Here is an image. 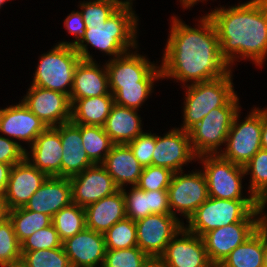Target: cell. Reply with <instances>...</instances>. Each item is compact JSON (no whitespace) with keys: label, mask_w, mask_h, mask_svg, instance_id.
I'll list each match as a JSON object with an SVG mask.
<instances>
[{"label":"cell","mask_w":267,"mask_h":267,"mask_svg":"<svg viewBox=\"0 0 267 267\" xmlns=\"http://www.w3.org/2000/svg\"><path fill=\"white\" fill-rule=\"evenodd\" d=\"M267 195L264 197V199L260 202V209L262 214V222L263 224L267 225Z\"/></svg>","instance_id":"db71d44e"},{"label":"cell","mask_w":267,"mask_h":267,"mask_svg":"<svg viewBox=\"0 0 267 267\" xmlns=\"http://www.w3.org/2000/svg\"><path fill=\"white\" fill-rule=\"evenodd\" d=\"M30 85L61 92L70 97L74 71L81 60L73 46L55 44L40 54Z\"/></svg>","instance_id":"5b68a950"},{"label":"cell","mask_w":267,"mask_h":267,"mask_svg":"<svg viewBox=\"0 0 267 267\" xmlns=\"http://www.w3.org/2000/svg\"><path fill=\"white\" fill-rule=\"evenodd\" d=\"M174 172L167 189L170 211L173 216L187 221L195 210L209 198L205 176L201 169ZM180 215V216H179Z\"/></svg>","instance_id":"30bf717a"},{"label":"cell","mask_w":267,"mask_h":267,"mask_svg":"<svg viewBox=\"0 0 267 267\" xmlns=\"http://www.w3.org/2000/svg\"><path fill=\"white\" fill-rule=\"evenodd\" d=\"M52 224L63 242L86 228L85 208L71 203L52 217Z\"/></svg>","instance_id":"4dcf8cb0"},{"label":"cell","mask_w":267,"mask_h":267,"mask_svg":"<svg viewBox=\"0 0 267 267\" xmlns=\"http://www.w3.org/2000/svg\"><path fill=\"white\" fill-rule=\"evenodd\" d=\"M261 148L267 150V107L262 108Z\"/></svg>","instance_id":"c3c4849f"},{"label":"cell","mask_w":267,"mask_h":267,"mask_svg":"<svg viewBox=\"0 0 267 267\" xmlns=\"http://www.w3.org/2000/svg\"><path fill=\"white\" fill-rule=\"evenodd\" d=\"M10 208L4 196H0V223L7 221L10 218Z\"/></svg>","instance_id":"681fc988"},{"label":"cell","mask_w":267,"mask_h":267,"mask_svg":"<svg viewBox=\"0 0 267 267\" xmlns=\"http://www.w3.org/2000/svg\"><path fill=\"white\" fill-rule=\"evenodd\" d=\"M62 247V241L53 224L35 231L21 243V252Z\"/></svg>","instance_id":"60d3db41"},{"label":"cell","mask_w":267,"mask_h":267,"mask_svg":"<svg viewBox=\"0 0 267 267\" xmlns=\"http://www.w3.org/2000/svg\"><path fill=\"white\" fill-rule=\"evenodd\" d=\"M69 179L72 203L84 208L120 189L101 164H94Z\"/></svg>","instance_id":"ac0fdd59"},{"label":"cell","mask_w":267,"mask_h":267,"mask_svg":"<svg viewBox=\"0 0 267 267\" xmlns=\"http://www.w3.org/2000/svg\"><path fill=\"white\" fill-rule=\"evenodd\" d=\"M140 46L111 60H105L109 90L114 95L123 86L139 85L159 64L140 54Z\"/></svg>","instance_id":"2e32d148"},{"label":"cell","mask_w":267,"mask_h":267,"mask_svg":"<svg viewBox=\"0 0 267 267\" xmlns=\"http://www.w3.org/2000/svg\"><path fill=\"white\" fill-rule=\"evenodd\" d=\"M263 267H267V225L263 224Z\"/></svg>","instance_id":"f5cc1de1"},{"label":"cell","mask_w":267,"mask_h":267,"mask_svg":"<svg viewBox=\"0 0 267 267\" xmlns=\"http://www.w3.org/2000/svg\"><path fill=\"white\" fill-rule=\"evenodd\" d=\"M101 165L120 189L137 185L143 171L127 144H114Z\"/></svg>","instance_id":"d4e9b609"},{"label":"cell","mask_w":267,"mask_h":267,"mask_svg":"<svg viewBox=\"0 0 267 267\" xmlns=\"http://www.w3.org/2000/svg\"><path fill=\"white\" fill-rule=\"evenodd\" d=\"M149 256L138 246L127 249H107L102 267H142Z\"/></svg>","instance_id":"f35d334b"},{"label":"cell","mask_w":267,"mask_h":267,"mask_svg":"<svg viewBox=\"0 0 267 267\" xmlns=\"http://www.w3.org/2000/svg\"><path fill=\"white\" fill-rule=\"evenodd\" d=\"M218 6L206 13L216 28L221 56L232 69L242 60L261 69L267 59V0Z\"/></svg>","instance_id":"7a4b0ae2"},{"label":"cell","mask_w":267,"mask_h":267,"mask_svg":"<svg viewBox=\"0 0 267 267\" xmlns=\"http://www.w3.org/2000/svg\"><path fill=\"white\" fill-rule=\"evenodd\" d=\"M199 163L206 179L209 197L228 200L256 199L244 187L246 185H243L244 178H247L243 166L224 159L220 154L197 156V164Z\"/></svg>","instance_id":"52a82bcc"},{"label":"cell","mask_w":267,"mask_h":267,"mask_svg":"<svg viewBox=\"0 0 267 267\" xmlns=\"http://www.w3.org/2000/svg\"><path fill=\"white\" fill-rule=\"evenodd\" d=\"M25 158V150L14 140L0 134V163L11 166Z\"/></svg>","instance_id":"f6af8a7d"},{"label":"cell","mask_w":267,"mask_h":267,"mask_svg":"<svg viewBox=\"0 0 267 267\" xmlns=\"http://www.w3.org/2000/svg\"><path fill=\"white\" fill-rule=\"evenodd\" d=\"M84 150L94 164H101L114 143L102 126L81 125Z\"/></svg>","instance_id":"1f68e13d"},{"label":"cell","mask_w":267,"mask_h":267,"mask_svg":"<svg viewBox=\"0 0 267 267\" xmlns=\"http://www.w3.org/2000/svg\"><path fill=\"white\" fill-rule=\"evenodd\" d=\"M134 1L126 0L105 23L89 24L86 27L82 39L74 47L82 60L96 61L89 50L91 47L111 60L140 45L137 36L140 18L133 8Z\"/></svg>","instance_id":"3957f363"},{"label":"cell","mask_w":267,"mask_h":267,"mask_svg":"<svg viewBox=\"0 0 267 267\" xmlns=\"http://www.w3.org/2000/svg\"><path fill=\"white\" fill-rule=\"evenodd\" d=\"M86 228L104 234L116 222L126 218L125 198L121 189L85 207Z\"/></svg>","instance_id":"484cf974"},{"label":"cell","mask_w":267,"mask_h":267,"mask_svg":"<svg viewBox=\"0 0 267 267\" xmlns=\"http://www.w3.org/2000/svg\"><path fill=\"white\" fill-rule=\"evenodd\" d=\"M62 153L59 125L48 127L42 132L34 143L26 149L25 159L48 177H61Z\"/></svg>","instance_id":"44dd1931"},{"label":"cell","mask_w":267,"mask_h":267,"mask_svg":"<svg viewBox=\"0 0 267 267\" xmlns=\"http://www.w3.org/2000/svg\"><path fill=\"white\" fill-rule=\"evenodd\" d=\"M47 128L21 99L5 108L0 107V134L16 141L25 151Z\"/></svg>","instance_id":"5bb4252c"},{"label":"cell","mask_w":267,"mask_h":267,"mask_svg":"<svg viewBox=\"0 0 267 267\" xmlns=\"http://www.w3.org/2000/svg\"><path fill=\"white\" fill-rule=\"evenodd\" d=\"M245 175H250L248 189L261 202L267 195V150L260 149L244 167Z\"/></svg>","instance_id":"836d02e7"},{"label":"cell","mask_w":267,"mask_h":267,"mask_svg":"<svg viewBox=\"0 0 267 267\" xmlns=\"http://www.w3.org/2000/svg\"><path fill=\"white\" fill-rule=\"evenodd\" d=\"M22 259L21 244L17 239L12 221L0 223V267H8Z\"/></svg>","instance_id":"8d00e7d4"},{"label":"cell","mask_w":267,"mask_h":267,"mask_svg":"<svg viewBox=\"0 0 267 267\" xmlns=\"http://www.w3.org/2000/svg\"><path fill=\"white\" fill-rule=\"evenodd\" d=\"M11 165L0 163V196H4L9 180Z\"/></svg>","instance_id":"7dc6e473"},{"label":"cell","mask_w":267,"mask_h":267,"mask_svg":"<svg viewBox=\"0 0 267 267\" xmlns=\"http://www.w3.org/2000/svg\"><path fill=\"white\" fill-rule=\"evenodd\" d=\"M22 260L29 267H72L63 246L55 249H40L21 252Z\"/></svg>","instance_id":"74e56055"},{"label":"cell","mask_w":267,"mask_h":267,"mask_svg":"<svg viewBox=\"0 0 267 267\" xmlns=\"http://www.w3.org/2000/svg\"><path fill=\"white\" fill-rule=\"evenodd\" d=\"M195 21L192 27L174 13L170 17L169 34L159 60L162 80L174 79L184 87L224 77L232 70L221 56L212 20L205 13Z\"/></svg>","instance_id":"6da1fadb"},{"label":"cell","mask_w":267,"mask_h":267,"mask_svg":"<svg viewBox=\"0 0 267 267\" xmlns=\"http://www.w3.org/2000/svg\"><path fill=\"white\" fill-rule=\"evenodd\" d=\"M70 101L72 123L102 127L115 104L113 95L70 99Z\"/></svg>","instance_id":"83f0119b"},{"label":"cell","mask_w":267,"mask_h":267,"mask_svg":"<svg viewBox=\"0 0 267 267\" xmlns=\"http://www.w3.org/2000/svg\"><path fill=\"white\" fill-rule=\"evenodd\" d=\"M101 95H112L109 90L108 72L105 61L80 60L74 71L70 99H83Z\"/></svg>","instance_id":"603a6c76"},{"label":"cell","mask_w":267,"mask_h":267,"mask_svg":"<svg viewBox=\"0 0 267 267\" xmlns=\"http://www.w3.org/2000/svg\"><path fill=\"white\" fill-rule=\"evenodd\" d=\"M208 0H177V2H180L181 7L183 8V10L185 9L186 11L189 9L192 10V8L196 5H198V3L202 2L204 4L207 3ZM210 1V0H209ZM214 1V0H211Z\"/></svg>","instance_id":"816d5d0a"},{"label":"cell","mask_w":267,"mask_h":267,"mask_svg":"<svg viewBox=\"0 0 267 267\" xmlns=\"http://www.w3.org/2000/svg\"><path fill=\"white\" fill-rule=\"evenodd\" d=\"M15 234L20 244L35 231L52 224V217L40 212L30 211L24 207L10 210Z\"/></svg>","instance_id":"d6a6232c"},{"label":"cell","mask_w":267,"mask_h":267,"mask_svg":"<svg viewBox=\"0 0 267 267\" xmlns=\"http://www.w3.org/2000/svg\"><path fill=\"white\" fill-rule=\"evenodd\" d=\"M9 1H12V0H0V9L3 7V5L5 6V4Z\"/></svg>","instance_id":"9f6ffc18"},{"label":"cell","mask_w":267,"mask_h":267,"mask_svg":"<svg viewBox=\"0 0 267 267\" xmlns=\"http://www.w3.org/2000/svg\"><path fill=\"white\" fill-rule=\"evenodd\" d=\"M160 258L168 267H215L209 260L202 237L184 226L171 239Z\"/></svg>","instance_id":"e0dca14e"},{"label":"cell","mask_w":267,"mask_h":267,"mask_svg":"<svg viewBox=\"0 0 267 267\" xmlns=\"http://www.w3.org/2000/svg\"><path fill=\"white\" fill-rule=\"evenodd\" d=\"M121 190L125 198L127 218L136 222L149 215L148 191H144L136 185L124 187Z\"/></svg>","instance_id":"ab89813d"},{"label":"cell","mask_w":267,"mask_h":267,"mask_svg":"<svg viewBox=\"0 0 267 267\" xmlns=\"http://www.w3.org/2000/svg\"><path fill=\"white\" fill-rule=\"evenodd\" d=\"M60 140L63 148L61 177H73L94 165L82 144L81 124H74L71 121L61 124Z\"/></svg>","instance_id":"cb8c5ba5"},{"label":"cell","mask_w":267,"mask_h":267,"mask_svg":"<svg viewBox=\"0 0 267 267\" xmlns=\"http://www.w3.org/2000/svg\"><path fill=\"white\" fill-rule=\"evenodd\" d=\"M149 215L171 214L167 190L148 191Z\"/></svg>","instance_id":"bcb514c9"},{"label":"cell","mask_w":267,"mask_h":267,"mask_svg":"<svg viewBox=\"0 0 267 267\" xmlns=\"http://www.w3.org/2000/svg\"><path fill=\"white\" fill-rule=\"evenodd\" d=\"M48 176L27 159L13 165L4 198L11 210L24 207L30 197L41 187Z\"/></svg>","instance_id":"d6986e66"},{"label":"cell","mask_w":267,"mask_h":267,"mask_svg":"<svg viewBox=\"0 0 267 267\" xmlns=\"http://www.w3.org/2000/svg\"><path fill=\"white\" fill-rule=\"evenodd\" d=\"M72 267H102L106 254L104 234L85 228L62 242Z\"/></svg>","instance_id":"ffe728a7"},{"label":"cell","mask_w":267,"mask_h":267,"mask_svg":"<svg viewBox=\"0 0 267 267\" xmlns=\"http://www.w3.org/2000/svg\"><path fill=\"white\" fill-rule=\"evenodd\" d=\"M260 209L257 199H219L209 197L184 223V227L202 237L205 233L243 221L253 210Z\"/></svg>","instance_id":"8992f818"},{"label":"cell","mask_w":267,"mask_h":267,"mask_svg":"<svg viewBox=\"0 0 267 267\" xmlns=\"http://www.w3.org/2000/svg\"><path fill=\"white\" fill-rule=\"evenodd\" d=\"M138 111L117 104L112 106L103 128L114 144H127L144 132L143 117Z\"/></svg>","instance_id":"4316f807"},{"label":"cell","mask_w":267,"mask_h":267,"mask_svg":"<svg viewBox=\"0 0 267 267\" xmlns=\"http://www.w3.org/2000/svg\"><path fill=\"white\" fill-rule=\"evenodd\" d=\"M142 267H168L160 257H149Z\"/></svg>","instance_id":"f907efd6"},{"label":"cell","mask_w":267,"mask_h":267,"mask_svg":"<svg viewBox=\"0 0 267 267\" xmlns=\"http://www.w3.org/2000/svg\"><path fill=\"white\" fill-rule=\"evenodd\" d=\"M145 131L133 141L127 143L133 155L143 168L152 165V155L156 146V133H152L150 130L146 129Z\"/></svg>","instance_id":"7bdbcfd3"},{"label":"cell","mask_w":267,"mask_h":267,"mask_svg":"<svg viewBox=\"0 0 267 267\" xmlns=\"http://www.w3.org/2000/svg\"><path fill=\"white\" fill-rule=\"evenodd\" d=\"M261 209L253 210L243 221L213 229L202 236L210 262L218 267L236 247L261 226Z\"/></svg>","instance_id":"8fae6325"},{"label":"cell","mask_w":267,"mask_h":267,"mask_svg":"<svg viewBox=\"0 0 267 267\" xmlns=\"http://www.w3.org/2000/svg\"><path fill=\"white\" fill-rule=\"evenodd\" d=\"M158 134H156L152 165L178 172L185 170L184 166H188L189 163L197 162V155L192 149L188 131L175 126L161 136Z\"/></svg>","instance_id":"4fadbf2b"},{"label":"cell","mask_w":267,"mask_h":267,"mask_svg":"<svg viewBox=\"0 0 267 267\" xmlns=\"http://www.w3.org/2000/svg\"><path fill=\"white\" fill-rule=\"evenodd\" d=\"M135 225L137 246L149 257H160L184 223L172 214H151Z\"/></svg>","instance_id":"7c38bea8"},{"label":"cell","mask_w":267,"mask_h":267,"mask_svg":"<svg viewBox=\"0 0 267 267\" xmlns=\"http://www.w3.org/2000/svg\"><path fill=\"white\" fill-rule=\"evenodd\" d=\"M104 237L106 249H127L137 246L135 222L126 217L108 229Z\"/></svg>","instance_id":"e575fe53"},{"label":"cell","mask_w":267,"mask_h":267,"mask_svg":"<svg viewBox=\"0 0 267 267\" xmlns=\"http://www.w3.org/2000/svg\"><path fill=\"white\" fill-rule=\"evenodd\" d=\"M218 267H263V225L230 252Z\"/></svg>","instance_id":"f1b7e54d"},{"label":"cell","mask_w":267,"mask_h":267,"mask_svg":"<svg viewBox=\"0 0 267 267\" xmlns=\"http://www.w3.org/2000/svg\"><path fill=\"white\" fill-rule=\"evenodd\" d=\"M162 81L160 64L139 85L123 86L114 95L115 104L140 111L154 93L155 82Z\"/></svg>","instance_id":"f546056e"},{"label":"cell","mask_w":267,"mask_h":267,"mask_svg":"<svg viewBox=\"0 0 267 267\" xmlns=\"http://www.w3.org/2000/svg\"><path fill=\"white\" fill-rule=\"evenodd\" d=\"M21 98L47 127H57L71 120L72 104L68 95L29 85L28 91Z\"/></svg>","instance_id":"9a60e30c"},{"label":"cell","mask_w":267,"mask_h":267,"mask_svg":"<svg viewBox=\"0 0 267 267\" xmlns=\"http://www.w3.org/2000/svg\"><path fill=\"white\" fill-rule=\"evenodd\" d=\"M232 69L226 76L211 81L195 83L182 87L185 92L182 108V124L179 129L189 131L210 111L225 107L236 95Z\"/></svg>","instance_id":"277c9868"},{"label":"cell","mask_w":267,"mask_h":267,"mask_svg":"<svg viewBox=\"0 0 267 267\" xmlns=\"http://www.w3.org/2000/svg\"><path fill=\"white\" fill-rule=\"evenodd\" d=\"M64 22V28L67 31L68 34L74 36L75 40H71V41H59L57 42V44H63V45H68V46H73L75 47L79 41L82 39L86 26L82 17V14L80 12V10L78 9L77 11L72 10L67 17L65 18V20H63Z\"/></svg>","instance_id":"ee69618b"},{"label":"cell","mask_w":267,"mask_h":267,"mask_svg":"<svg viewBox=\"0 0 267 267\" xmlns=\"http://www.w3.org/2000/svg\"><path fill=\"white\" fill-rule=\"evenodd\" d=\"M174 172L159 166L144 167L136 186L144 191L167 190Z\"/></svg>","instance_id":"b9f144b4"},{"label":"cell","mask_w":267,"mask_h":267,"mask_svg":"<svg viewBox=\"0 0 267 267\" xmlns=\"http://www.w3.org/2000/svg\"><path fill=\"white\" fill-rule=\"evenodd\" d=\"M8 267H29V266L26 264V262L20 259Z\"/></svg>","instance_id":"11a10c76"},{"label":"cell","mask_w":267,"mask_h":267,"mask_svg":"<svg viewBox=\"0 0 267 267\" xmlns=\"http://www.w3.org/2000/svg\"><path fill=\"white\" fill-rule=\"evenodd\" d=\"M239 99L237 94L225 107L213 109L188 131L197 156L219 154L225 147L233 119L242 109Z\"/></svg>","instance_id":"ba28073f"},{"label":"cell","mask_w":267,"mask_h":267,"mask_svg":"<svg viewBox=\"0 0 267 267\" xmlns=\"http://www.w3.org/2000/svg\"><path fill=\"white\" fill-rule=\"evenodd\" d=\"M241 110L235 115L225 147L219 154L224 159L245 167L261 149L262 108H251L242 120Z\"/></svg>","instance_id":"9c48e42d"},{"label":"cell","mask_w":267,"mask_h":267,"mask_svg":"<svg viewBox=\"0 0 267 267\" xmlns=\"http://www.w3.org/2000/svg\"><path fill=\"white\" fill-rule=\"evenodd\" d=\"M72 203L71 181L69 178L48 177L30 197L25 209L53 217L59 210Z\"/></svg>","instance_id":"7402d4cb"},{"label":"cell","mask_w":267,"mask_h":267,"mask_svg":"<svg viewBox=\"0 0 267 267\" xmlns=\"http://www.w3.org/2000/svg\"><path fill=\"white\" fill-rule=\"evenodd\" d=\"M126 0H83L79 1L78 8L82 14L85 26L89 24L105 23L106 20Z\"/></svg>","instance_id":"d590c367"}]
</instances>
